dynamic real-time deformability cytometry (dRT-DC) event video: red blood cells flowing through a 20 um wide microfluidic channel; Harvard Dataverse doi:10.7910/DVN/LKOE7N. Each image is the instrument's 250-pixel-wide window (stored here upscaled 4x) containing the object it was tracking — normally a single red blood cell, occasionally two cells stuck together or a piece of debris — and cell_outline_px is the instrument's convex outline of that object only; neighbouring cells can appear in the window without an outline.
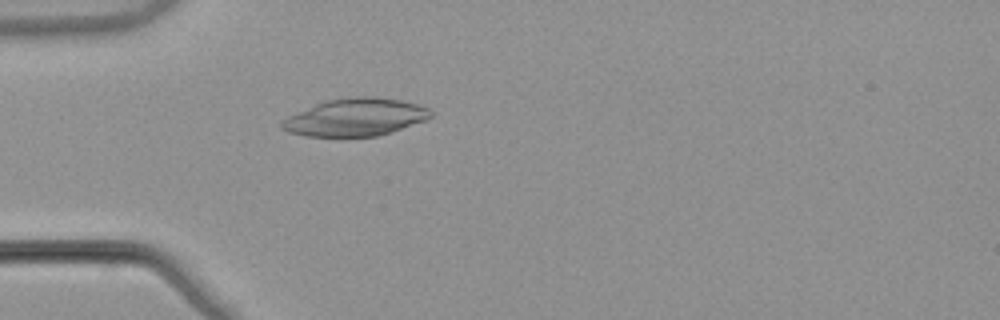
{"species": "common noctule bat (a hibernating species)", "species_latin": "Nyctalus noctula", "temperature_condition": "warm", "stored_images_in_passage": 53, "camera_frame_rate_fps": 3000, "um_per_image_px": 0.085, "animal": {"sex": "male", "body_mass_g": 21.5, "forearm_length_mm": 52.0}, "frame": {"image": 1, "passage_image": 16, "time_ms": 5.0, "image_size_px": [1000, 320], "cell_outline_px": [[432, 116], [424, 120], [392, 132], [376, 136], [304, 136], [288, 132], [280, 128], [280, 120], [288, 116], [324, 100], [348, 96], [376, 96], [400, 100], [416, 104], [428, 108], [432, 112]], "centroid_in_image_um": [30.16, 9.95], "position_along_channel_um": 54.8, "area_um2": 32.71}}
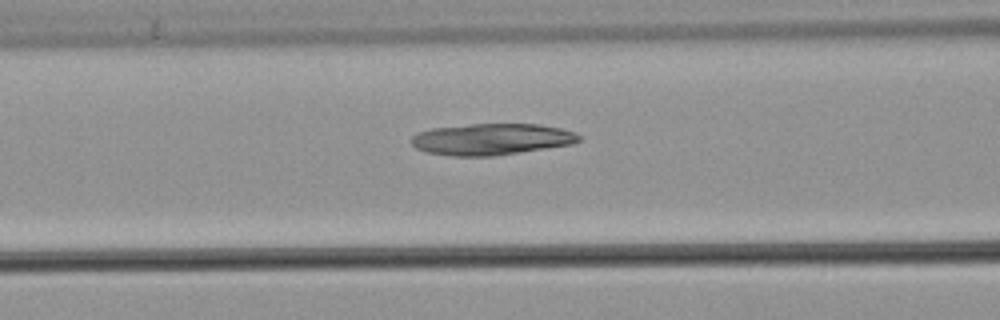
{"frame": {"image": 2, "passage_image": 22, "time_ms": 7.0, "image_size_px": [1000, 320], "cell_outline_px": [[584, 136], [580, 140], [572, 144], [492, 156], [452, 156], [424, 152], [416, 148], [412, 144], [412, 136], [420, 132], [432, 128], [472, 124], [540, 124], [560, 128], [576, 132]], "centroid_in_image_um": [41.8, 11.83], "position_along_channel_um": 124.8, "area_um2": 30.69}}
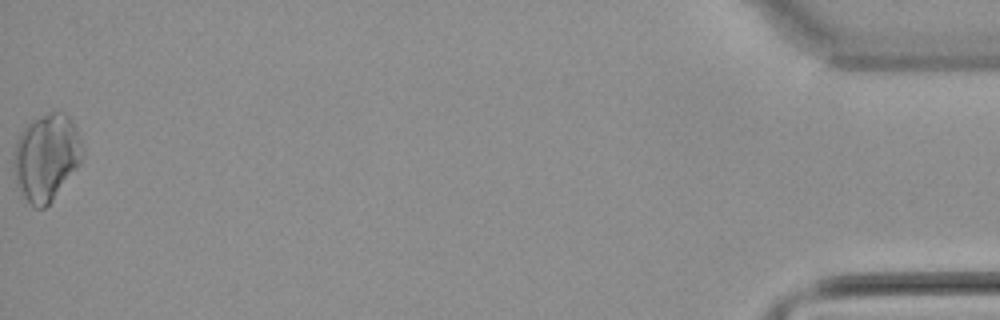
{"frame": {"image": 3, "passage_image": 53, "time_ms": 17.333, "image_size_px": [1000, 320], "cell_outline_px": [[84, 152], [80, 164], [52, 200], [44, 208], [36, 208], [24, 196], [16, 180], [12, 164], [12, 156], [16, 140], [20, 132], [32, 120], [48, 112], [64, 112], [72, 120], [84, 148]], "centroid_in_image_um": [3.94, 13.33], "position_along_channel_um": 431.3, "area_um2": 34.74}}